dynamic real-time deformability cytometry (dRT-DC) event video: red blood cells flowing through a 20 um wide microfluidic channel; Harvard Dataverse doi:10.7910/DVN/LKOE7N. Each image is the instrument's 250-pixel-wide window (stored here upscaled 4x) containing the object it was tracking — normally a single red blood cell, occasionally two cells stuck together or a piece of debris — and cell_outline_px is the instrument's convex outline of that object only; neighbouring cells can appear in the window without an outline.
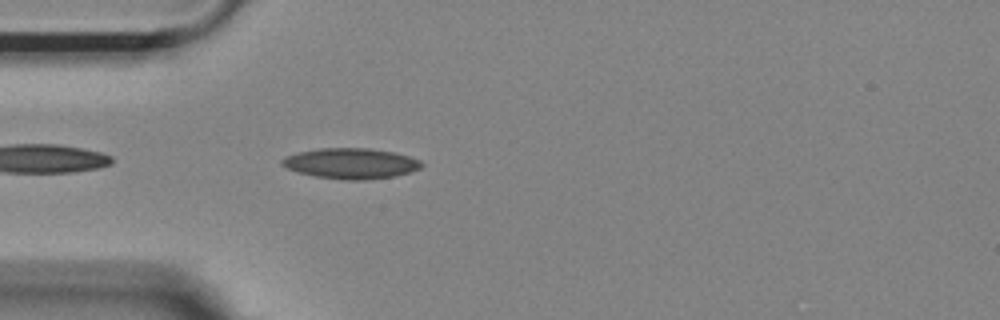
{"species": "Egyptian fruit bat (a non-hibernating species)", "species_latin": "Rousettus aegyptiacus", "temperature_condition": "room temperature", "stored_images_in_passage": 40, "camera_frame_rate_fps": 3000, "um_per_image_px": 0.085, "animal": {"sex": "female"}, "frame": {"image": 1, "passage_image": 2, "time_ms": 0.333, "image_size_px": [1000, 320], "cell_outline_px": [[424, 164], [420, 168], [408, 172], [392, 176], [364, 180], [344, 180], [316, 176], [300, 172], [288, 168], [280, 164], [280, 160], [284, 156], [296, 152], [320, 148], [368, 148], [396, 152], [420, 160]], "centroid_in_image_um": [29.8, 13.88], "position_along_channel_um": 55.2, "area_um2": 24.8}}
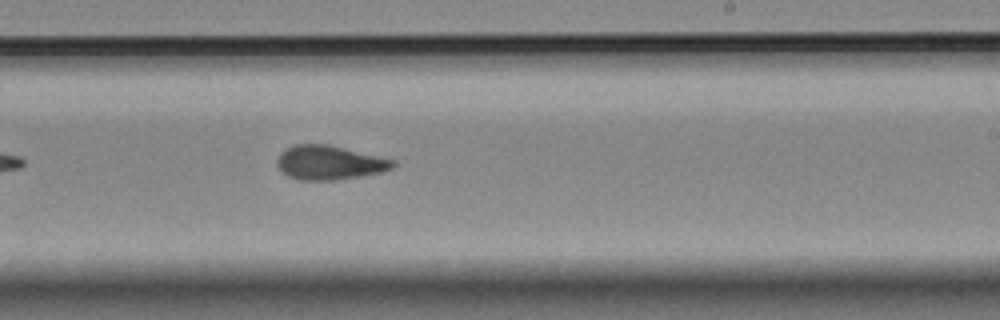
{"frame": {"image": 2, "passage_image": 19, "time_ms": 6.0, "image_size_px": [1000, 320], "cell_outline_px": [[396, 164], [392, 168], [380, 172], [360, 176], [336, 180], [300, 180], [288, 176], [280, 172], [276, 164], [276, 160], [280, 152], [284, 148], [292, 144], [328, 144], [396, 160]], "centroid_in_image_um": [27.94, 13.81], "position_along_channel_um": 261.1, "area_um2": 23.29}}
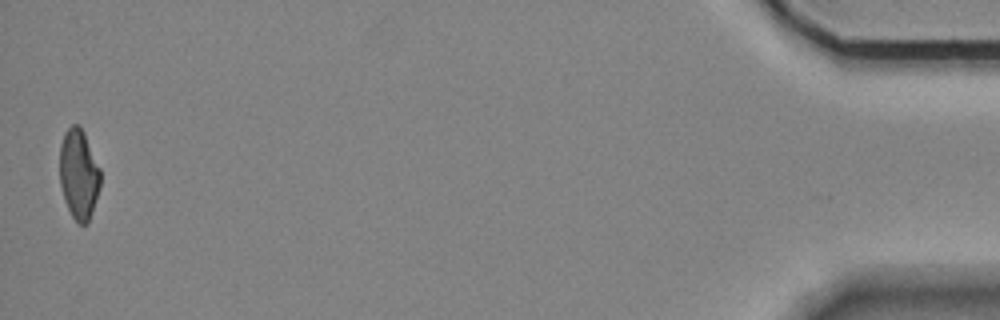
{"frame": {"image": 3, "passage_image": 40, "time_ms": 13.0, "image_size_px": [1000, 320], "cell_outline_px": [[100, 188], [88, 224], [80, 224], [72, 216], [64, 200], [60, 184], [60, 144], [64, 132], [72, 124], [80, 124], [84, 132], [100, 168]], "centroid_in_image_um": [6.69, 14.79], "position_along_channel_um": 428.5, "area_um2": 21.5}, "authors_computed_cell_mechanics": {"area_um2": 22.7443, "velocity_mm_per_s": 3.7067, "shape_relaxation_time_tau1_ms": 10.1627, "shape_relaxation_time_tau2_ms": 3.2088, "deformation_change_tau1": 0.2155, "deformation_change_tau2": 0.0966}}